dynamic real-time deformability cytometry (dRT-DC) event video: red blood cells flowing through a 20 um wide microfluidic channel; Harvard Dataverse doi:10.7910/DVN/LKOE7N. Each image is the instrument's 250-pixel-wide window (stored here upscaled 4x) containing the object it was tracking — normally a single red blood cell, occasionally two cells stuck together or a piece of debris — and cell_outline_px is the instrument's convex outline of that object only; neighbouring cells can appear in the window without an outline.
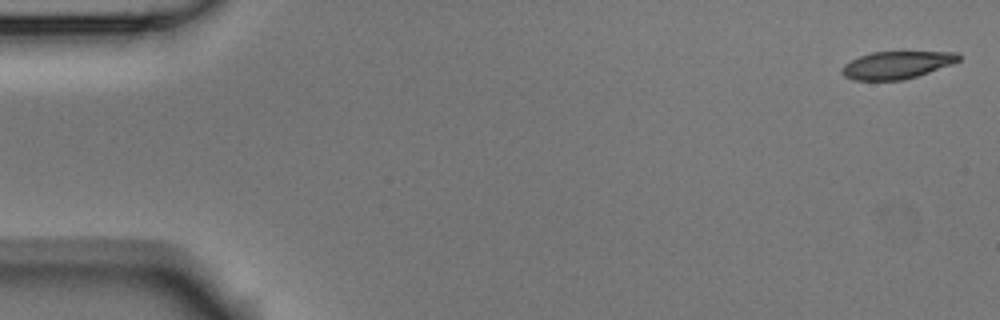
{"species": "Egyptian fruit bat (a non-hibernating species)", "species_latin": "Rousettus aegyptiacus", "temperature_condition": "room temperature", "stored_images_in_passage": 4, "camera_frame_rate_fps": 3000, "um_per_image_px": 0.085, "animal": {"sex": "male"}, "frame": {"image": 1, "passage_image": 1, "time_ms": 0.0, "image_size_px": [1000, 320], "cell_outline_px": [[960, 60], [952, 64], [904, 80], [852, 80], [844, 76], [840, 72], [840, 68], [844, 64], [860, 56], [872, 52], [956, 52], [960, 56]], "centroid_in_image_um": [76.18, 5.53], "position_along_channel_um": 8.8, "area_um2": 18.61}}
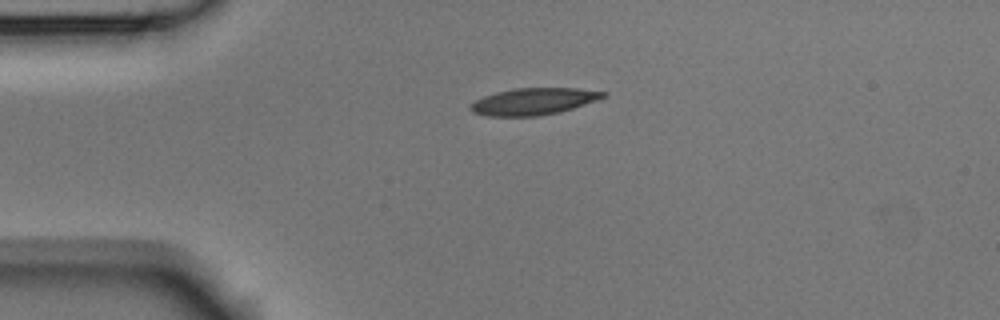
{"frame": {"image": 2, "passage_image": 4, "time_ms": 1.0, "image_size_px": [1000, 320], "cell_outline_px": [[608, 92], [604, 96], [596, 100], [560, 112], [536, 116], [488, 116], [472, 112], [468, 108], [476, 100], [484, 96], [496, 92], [516, 88], [580, 88]], "centroid_in_image_um": [45.34, 8.62], "position_along_channel_um": 39.7, "area_um2": 20.58}}